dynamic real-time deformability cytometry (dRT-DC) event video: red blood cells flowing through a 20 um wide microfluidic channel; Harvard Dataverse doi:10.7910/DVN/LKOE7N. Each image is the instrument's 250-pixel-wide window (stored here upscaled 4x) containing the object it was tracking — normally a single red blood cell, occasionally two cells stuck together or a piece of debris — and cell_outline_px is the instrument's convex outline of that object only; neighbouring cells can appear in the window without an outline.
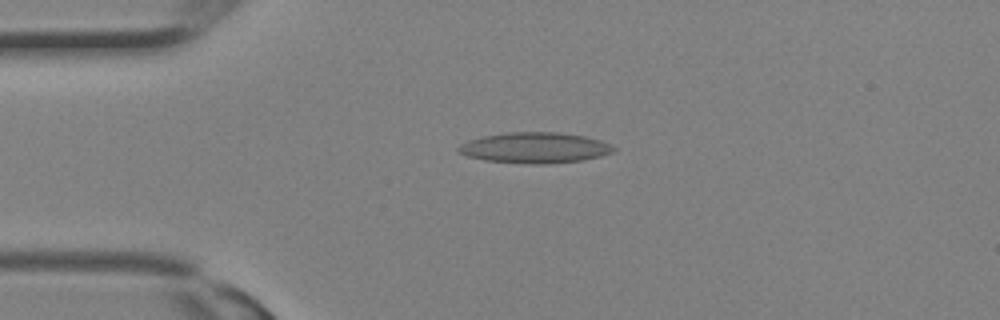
{"species": "Egyptian fruit bat (a non-hibernating species)", "species_latin": "Rousettus aegyptiacus", "temperature_condition": "room temperature", "stored_images_in_passage": 6, "camera_frame_rate_fps": 3000, "um_per_image_px": 0.085, "animal": {"sex": "female"}, "frame": {"image": 1, "passage_image": 2, "time_ms": 0.333, "image_size_px": [1000, 320], "cell_outline_px": [[616, 152], [584, 160], [548, 164], [528, 164], [484, 160], [468, 156], [456, 152], [456, 148], [460, 144], [468, 140], [480, 136], [508, 132], [560, 132], [584, 136], [600, 140], [616, 148]], "centroid_in_image_um": [45.44, 12.56], "position_along_channel_um": 39.6, "area_um2": 28.09}}
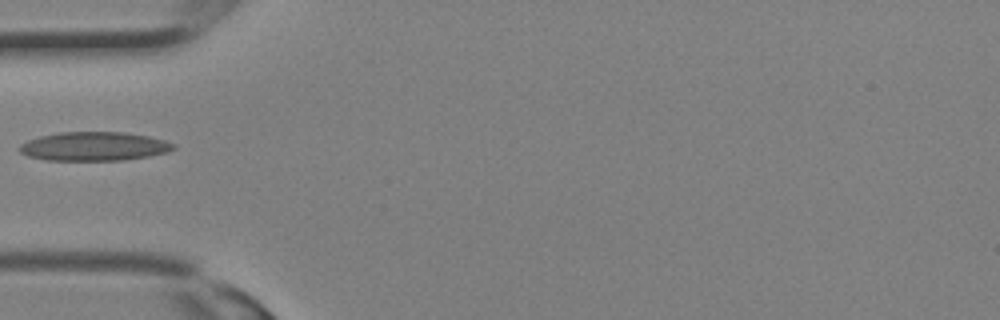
{"frame": {"image": 2, "passage_image": 5, "time_ms": 1.333, "image_size_px": [1000, 320], "cell_outline_px": [[176, 148], [168, 152], [148, 156], [124, 160], [44, 160], [28, 156], [20, 152], [20, 144], [28, 140], [40, 136], [60, 132], [124, 132], [148, 136], [164, 140], [176, 144]], "centroid_in_image_um": [8.01, 12.44], "position_along_channel_um": 77.0, "area_um2": 25.89}}